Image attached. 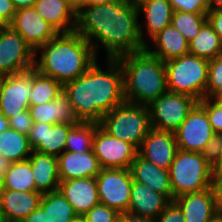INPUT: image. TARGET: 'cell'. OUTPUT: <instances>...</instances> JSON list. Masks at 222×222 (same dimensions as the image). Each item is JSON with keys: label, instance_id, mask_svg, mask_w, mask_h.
Wrapping results in <instances>:
<instances>
[{"label": "cell", "instance_id": "45", "mask_svg": "<svg viewBox=\"0 0 222 222\" xmlns=\"http://www.w3.org/2000/svg\"><path fill=\"white\" fill-rule=\"evenodd\" d=\"M118 222H156V220L125 212L120 213Z\"/></svg>", "mask_w": 222, "mask_h": 222}, {"label": "cell", "instance_id": "34", "mask_svg": "<svg viewBox=\"0 0 222 222\" xmlns=\"http://www.w3.org/2000/svg\"><path fill=\"white\" fill-rule=\"evenodd\" d=\"M207 14L173 11L171 25L180 31L186 40L190 42L207 21Z\"/></svg>", "mask_w": 222, "mask_h": 222}, {"label": "cell", "instance_id": "14", "mask_svg": "<svg viewBox=\"0 0 222 222\" xmlns=\"http://www.w3.org/2000/svg\"><path fill=\"white\" fill-rule=\"evenodd\" d=\"M9 26L19 33L35 52L59 33L34 7L17 9Z\"/></svg>", "mask_w": 222, "mask_h": 222}, {"label": "cell", "instance_id": "35", "mask_svg": "<svg viewBox=\"0 0 222 222\" xmlns=\"http://www.w3.org/2000/svg\"><path fill=\"white\" fill-rule=\"evenodd\" d=\"M222 91V53L209 60L206 98H214Z\"/></svg>", "mask_w": 222, "mask_h": 222}, {"label": "cell", "instance_id": "30", "mask_svg": "<svg viewBox=\"0 0 222 222\" xmlns=\"http://www.w3.org/2000/svg\"><path fill=\"white\" fill-rule=\"evenodd\" d=\"M189 44V53L195 56L212 60L222 53V42L212 26L206 21L198 34Z\"/></svg>", "mask_w": 222, "mask_h": 222}, {"label": "cell", "instance_id": "44", "mask_svg": "<svg viewBox=\"0 0 222 222\" xmlns=\"http://www.w3.org/2000/svg\"><path fill=\"white\" fill-rule=\"evenodd\" d=\"M210 157L212 166L222 163V132L216 134L214 147Z\"/></svg>", "mask_w": 222, "mask_h": 222}, {"label": "cell", "instance_id": "38", "mask_svg": "<svg viewBox=\"0 0 222 222\" xmlns=\"http://www.w3.org/2000/svg\"><path fill=\"white\" fill-rule=\"evenodd\" d=\"M173 11L189 13H208V0H168Z\"/></svg>", "mask_w": 222, "mask_h": 222}, {"label": "cell", "instance_id": "31", "mask_svg": "<svg viewBox=\"0 0 222 222\" xmlns=\"http://www.w3.org/2000/svg\"><path fill=\"white\" fill-rule=\"evenodd\" d=\"M4 189L35 191L33 173L28 159L12 163L5 173Z\"/></svg>", "mask_w": 222, "mask_h": 222}, {"label": "cell", "instance_id": "42", "mask_svg": "<svg viewBox=\"0 0 222 222\" xmlns=\"http://www.w3.org/2000/svg\"><path fill=\"white\" fill-rule=\"evenodd\" d=\"M16 9L11 0H0V25H9L15 15Z\"/></svg>", "mask_w": 222, "mask_h": 222}, {"label": "cell", "instance_id": "18", "mask_svg": "<svg viewBox=\"0 0 222 222\" xmlns=\"http://www.w3.org/2000/svg\"><path fill=\"white\" fill-rule=\"evenodd\" d=\"M42 193L3 189L0 193V209L5 222H22L40 206Z\"/></svg>", "mask_w": 222, "mask_h": 222}, {"label": "cell", "instance_id": "33", "mask_svg": "<svg viewBox=\"0 0 222 222\" xmlns=\"http://www.w3.org/2000/svg\"><path fill=\"white\" fill-rule=\"evenodd\" d=\"M95 123L79 122L68 132L65 151L85 153L92 150Z\"/></svg>", "mask_w": 222, "mask_h": 222}, {"label": "cell", "instance_id": "39", "mask_svg": "<svg viewBox=\"0 0 222 222\" xmlns=\"http://www.w3.org/2000/svg\"><path fill=\"white\" fill-rule=\"evenodd\" d=\"M34 122L29 110H25L18 115L9 119V128H12L20 133L29 134Z\"/></svg>", "mask_w": 222, "mask_h": 222}, {"label": "cell", "instance_id": "2", "mask_svg": "<svg viewBox=\"0 0 222 222\" xmlns=\"http://www.w3.org/2000/svg\"><path fill=\"white\" fill-rule=\"evenodd\" d=\"M107 70L95 63L80 77L63 85L79 122L99 124L105 113L125 102L124 73L117 59H107Z\"/></svg>", "mask_w": 222, "mask_h": 222}, {"label": "cell", "instance_id": "40", "mask_svg": "<svg viewBox=\"0 0 222 222\" xmlns=\"http://www.w3.org/2000/svg\"><path fill=\"white\" fill-rule=\"evenodd\" d=\"M156 222H185V219L179 206L171 201L157 217Z\"/></svg>", "mask_w": 222, "mask_h": 222}, {"label": "cell", "instance_id": "13", "mask_svg": "<svg viewBox=\"0 0 222 222\" xmlns=\"http://www.w3.org/2000/svg\"><path fill=\"white\" fill-rule=\"evenodd\" d=\"M33 87V69L0 77V113L8 120L28 110Z\"/></svg>", "mask_w": 222, "mask_h": 222}, {"label": "cell", "instance_id": "20", "mask_svg": "<svg viewBox=\"0 0 222 222\" xmlns=\"http://www.w3.org/2000/svg\"><path fill=\"white\" fill-rule=\"evenodd\" d=\"M173 201L181 209L185 222H208L220 209L211 188L177 196Z\"/></svg>", "mask_w": 222, "mask_h": 222}, {"label": "cell", "instance_id": "17", "mask_svg": "<svg viewBox=\"0 0 222 222\" xmlns=\"http://www.w3.org/2000/svg\"><path fill=\"white\" fill-rule=\"evenodd\" d=\"M58 190L73 206L77 215H84L100 203L96 177L60 181Z\"/></svg>", "mask_w": 222, "mask_h": 222}, {"label": "cell", "instance_id": "23", "mask_svg": "<svg viewBox=\"0 0 222 222\" xmlns=\"http://www.w3.org/2000/svg\"><path fill=\"white\" fill-rule=\"evenodd\" d=\"M130 171L134 181L145 184L152 190L163 194L170 202L173 201L168 170L157 167L137 155L131 164Z\"/></svg>", "mask_w": 222, "mask_h": 222}, {"label": "cell", "instance_id": "25", "mask_svg": "<svg viewBox=\"0 0 222 222\" xmlns=\"http://www.w3.org/2000/svg\"><path fill=\"white\" fill-rule=\"evenodd\" d=\"M34 123L78 124L74 110L67 95L62 92L52 102L30 105L28 108Z\"/></svg>", "mask_w": 222, "mask_h": 222}, {"label": "cell", "instance_id": "28", "mask_svg": "<svg viewBox=\"0 0 222 222\" xmlns=\"http://www.w3.org/2000/svg\"><path fill=\"white\" fill-rule=\"evenodd\" d=\"M136 5L138 13L145 16L149 40L171 25L173 9L168 0H139Z\"/></svg>", "mask_w": 222, "mask_h": 222}, {"label": "cell", "instance_id": "15", "mask_svg": "<svg viewBox=\"0 0 222 222\" xmlns=\"http://www.w3.org/2000/svg\"><path fill=\"white\" fill-rule=\"evenodd\" d=\"M178 151L175 132L151 129L143 139L138 155L155 166L168 170Z\"/></svg>", "mask_w": 222, "mask_h": 222}, {"label": "cell", "instance_id": "27", "mask_svg": "<svg viewBox=\"0 0 222 222\" xmlns=\"http://www.w3.org/2000/svg\"><path fill=\"white\" fill-rule=\"evenodd\" d=\"M34 8L59 33L75 31L76 13L66 0H37Z\"/></svg>", "mask_w": 222, "mask_h": 222}, {"label": "cell", "instance_id": "46", "mask_svg": "<svg viewBox=\"0 0 222 222\" xmlns=\"http://www.w3.org/2000/svg\"><path fill=\"white\" fill-rule=\"evenodd\" d=\"M11 162L4 158L0 154V193L4 189V183H5V173L7 169L11 166Z\"/></svg>", "mask_w": 222, "mask_h": 222}, {"label": "cell", "instance_id": "26", "mask_svg": "<svg viewBox=\"0 0 222 222\" xmlns=\"http://www.w3.org/2000/svg\"><path fill=\"white\" fill-rule=\"evenodd\" d=\"M152 44L156 48H150L148 43L145 49L161 61L178 58L189 53V44L186 38L172 25L165 27L152 39Z\"/></svg>", "mask_w": 222, "mask_h": 222}, {"label": "cell", "instance_id": "55", "mask_svg": "<svg viewBox=\"0 0 222 222\" xmlns=\"http://www.w3.org/2000/svg\"><path fill=\"white\" fill-rule=\"evenodd\" d=\"M0 222H5L1 213V209H0Z\"/></svg>", "mask_w": 222, "mask_h": 222}, {"label": "cell", "instance_id": "8", "mask_svg": "<svg viewBox=\"0 0 222 222\" xmlns=\"http://www.w3.org/2000/svg\"><path fill=\"white\" fill-rule=\"evenodd\" d=\"M178 149L211 155L216 133L206 111L197 103L175 131Z\"/></svg>", "mask_w": 222, "mask_h": 222}, {"label": "cell", "instance_id": "9", "mask_svg": "<svg viewBox=\"0 0 222 222\" xmlns=\"http://www.w3.org/2000/svg\"><path fill=\"white\" fill-rule=\"evenodd\" d=\"M197 103L191 96L167 91L147 106L151 127L175 132Z\"/></svg>", "mask_w": 222, "mask_h": 222}, {"label": "cell", "instance_id": "5", "mask_svg": "<svg viewBox=\"0 0 222 222\" xmlns=\"http://www.w3.org/2000/svg\"><path fill=\"white\" fill-rule=\"evenodd\" d=\"M168 172L173 200L177 196L211 188L212 163L210 155L178 149Z\"/></svg>", "mask_w": 222, "mask_h": 222}, {"label": "cell", "instance_id": "12", "mask_svg": "<svg viewBox=\"0 0 222 222\" xmlns=\"http://www.w3.org/2000/svg\"><path fill=\"white\" fill-rule=\"evenodd\" d=\"M96 183L101 204L119 213L128 212L133 183L130 169H101Z\"/></svg>", "mask_w": 222, "mask_h": 222}, {"label": "cell", "instance_id": "32", "mask_svg": "<svg viewBox=\"0 0 222 222\" xmlns=\"http://www.w3.org/2000/svg\"><path fill=\"white\" fill-rule=\"evenodd\" d=\"M63 92V85L57 80L40 74L33 68V87L29 98L30 105L52 102Z\"/></svg>", "mask_w": 222, "mask_h": 222}, {"label": "cell", "instance_id": "43", "mask_svg": "<svg viewBox=\"0 0 222 222\" xmlns=\"http://www.w3.org/2000/svg\"><path fill=\"white\" fill-rule=\"evenodd\" d=\"M207 21L220 37L222 42V8L209 10L207 14Z\"/></svg>", "mask_w": 222, "mask_h": 222}, {"label": "cell", "instance_id": "52", "mask_svg": "<svg viewBox=\"0 0 222 222\" xmlns=\"http://www.w3.org/2000/svg\"><path fill=\"white\" fill-rule=\"evenodd\" d=\"M116 0H86V5H98L103 3H109Z\"/></svg>", "mask_w": 222, "mask_h": 222}, {"label": "cell", "instance_id": "24", "mask_svg": "<svg viewBox=\"0 0 222 222\" xmlns=\"http://www.w3.org/2000/svg\"><path fill=\"white\" fill-rule=\"evenodd\" d=\"M30 161L35 192L42 194L58 190L60 179L57 156L32 150Z\"/></svg>", "mask_w": 222, "mask_h": 222}, {"label": "cell", "instance_id": "21", "mask_svg": "<svg viewBox=\"0 0 222 222\" xmlns=\"http://www.w3.org/2000/svg\"><path fill=\"white\" fill-rule=\"evenodd\" d=\"M76 215L73 206L59 190H56L44 193L40 206L22 222H69Z\"/></svg>", "mask_w": 222, "mask_h": 222}, {"label": "cell", "instance_id": "29", "mask_svg": "<svg viewBox=\"0 0 222 222\" xmlns=\"http://www.w3.org/2000/svg\"><path fill=\"white\" fill-rule=\"evenodd\" d=\"M32 149L26 134L8 128L0 133V154L11 163L26 160Z\"/></svg>", "mask_w": 222, "mask_h": 222}, {"label": "cell", "instance_id": "37", "mask_svg": "<svg viewBox=\"0 0 222 222\" xmlns=\"http://www.w3.org/2000/svg\"><path fill=\"white\" fill-rule=\"evenodd\" d=\"M120 213L104 204L98 203L84 214L86 222H118Z\"/></svg>", "mask_w": 222, "mask_h": 222}, {"label": "cell", "instance_id": "47", "mask_svg": "<svg viewBox=\"0 0 222 222\" xmlns=\"http://www.w3.org/2000/svg\"><path fill=\"white\" fill-rule=\"evenodd\" d=\"M15 9L34 7L37 0H11Z\"/></svg>", "mask_w": 222, "mask_h": 222}, {"label": "cell", "instance_id": "16", "mask_svg": "<svg viewBox=\"0 0 222 222\" xmlns=\"http://www.w3.org/2000/svg\"><path fill=\"white\" fill-rule=\"evenodd\" d=\"M74 125L34 123L27 135L31 149L49 155H61L65 151L68 132Z\"/></svg>", "mask_w": 222, "mask_h": 222}, {"label": "cell", "instance_id": "1", "mask_svg": "<svg viewBox=\"0 0 222 222\" xmlns=\"http://www.w3.org/2000/svg\"><path fill=\"white\" fill-rule=\"evenodd\" d=\"M139 15L136 2L128 0L86 5L76 14L75 31L91 44L96 56L101 43L107 59H117L145 50L148 44Z\"/></svg>", "mask_w": 222, "mask_h": 222}, {"label": "cell", "instance_id": "10", "mask_svg": "<svg viewBox=\"0 0 222 222\" xmlns=\"http://www.w3.org/2000/svg\"><path fill=\"white\" fill-rule=\"evenodd\" d=\"M35 51L9 25L0 27V77L19 74L35 66Z\"/></svg>", "mask_w": 222, "mask_h": 222}, {"label": "cell", "instance_id": "3", "mask_svg": "<svg viewBox=\"0 0 222 222\" xmlns=\"http://www.w3.org/2000/svg\"><path fill=\"white\" fill-rule=\"evenodd\" d=\"M35 57L34 69L62 85L80 77L98 58L91 44L76 31L58 33L35 52Z\"/></svg>", "mask_w": 222, "mask_h": 222}, {"label": "cell", "instance_id": "50", "mask_svg": "<svg viewBox=\"0 0 222 222\" xmlns=\"http://www.w3.org/2000/svg\"><path fill=\"white\" fill-rule=\"evenodd\" d=\"M210 10L222 8V0H208Z\"/></svg>", "mask_w": 222, "mask_h": 222}, {"label": "cell", "instance_id": "7", "mask_svg": "<svg viewBox=\"0 0 222 222\" xmlns=\"http://www.w3.org/2000/svg\"><path fill=\"white\" fill-rule=\"evenodd\" d=\"M99 125L110 135L133 144L137 149L152 129L148 107L126 101L105 113Z\"/></svg>", "mask_w": 222, "mask_h": 222}, {"label": "cell", "instance_id": "49", "mask_svg": "<svg viewBox=\"0 0 222 222\" xmlns=\"http://www.w3.org/2000/svg\"><path fill=\"white\" fill-rule=\"evenodd\" d=\"M9 128V120L0 113V133Z\"/></svg>", "mask_w": 222, "mask_h": 222}, {"label": "cell", "instance_id": "41", "mask_svg": "<svg viewBox=\"0 0 222 222\" xmlns=\"http://www.w3.org/2000/svg\"><path fill=\"white\" fill-rule=\"evenodd\" d=\"M211 189L218 206L222 208V163L212 166Z\"/></svg>", "mask_w": 222, "mask_h": 222}, {"label": "cell", "instance_id": "22", "mask_svg": "<svg viewBox=\"0 0 222 222\" xmlns=\"http://www.w3.org/2000/svg\"><path fill=\"white\" fill-rule=\"evenodd\" d=\"M169 203L163 194L133 180L129 213L156 220Z\"/></svg>", "mask_w": 222, "mask_h": 222}, {"label": "cell", "instance_id": "36", "mask_svg": "<svg viewBox=\"0 0 222 222\" xmlns=\"http://www.w3.org/2000/svg\"><path fill=\"white\" fill-rule=\"evenodd\" d=\"M198 104L206 111L213 131L222 132V104L214 98H203Z\"/></svg>", "mask_w": 222, "mask_h": 222}, {"label": "cell", "instance_id": "6", "mask_svg": "<svg viewBox=\"0 0 222 222\" xmlns=\"http://www.w3.org/2000/svg\"><path fill=\"white\" fill-rule=\"evenodd\" d=\"M164 65L169 92L191 96L198 102L206 98L209 60L188 53Z\"/></svg>", "mask_w": 222, "mask_h": 222}, {"label": "cell", "instance_id": "19", "mask_svg": "<svg viewBox=\"0 0 222 222\" xmlns=\"http://www.w3.org/2000/svg\"><path fill=\"white\" fill-rule=\"evenodd\" d=\"M57 163L60 181L96 177L102 169L93 150L82 154L64 151Z\"/></svg>", "mask_w": 222, "mask_h": 222}, {"label": "cell", "instance_id": "54", "mask_svg": "<svg viewBox=\"0 0 222 222\" xmlns=\"http://www.w3.org/2000/svg\"><path fill=\"white\" fill-rule=\"evenodd\" d=\"M220 104H222V91L214 97Z\"/></svg>", "mask_w": 222, "mask_h": 222}, {"label": "cell", "instance_id": "51", "mask_svg": "<svg viewBox=\"0 0 222 222\" xmlns=\"http://www.w3.org/2000/svg\"><path fill=\"white\" fill-rule=\"evenodd\" d=\"M208 222H222V208L215 212Z\"/></svg>", "mask_w": 222, "mask_h": 222}, {"label": "cell", "instance_id": "11", "mask_svg": "<svg viewBox=\"0 0 222 222\" xmlns=\"http://www.w3.org/2000/svg\"><path fill=\"white\" fill-rule=\"evenodd\" d=\"M92 150L102 169H130L138 155L131 143L115 138L95 123Z\"/></svg>", "mask_w": 222, "mask_h": 222}, {"label": "cell", "instance_id": "53", "mask_svg": "<svg viewBox=\"0 0 222 222\" xmlns=\"http://www.w3.org/2000/svg\"><path fill=\"white\" fill-rule=\"evenodd\" d=\"M69 222H86L84 215H76L74 218L70 219Z\"/></svg>", "mask_w": 222, "mask_h": 222}, {"label": "cell", "instance_id": "56", "mask_svg": "<svg viewBox=\"0 0 222 222\" xmlns=\"http://www.w3.org/2000/svg\"><path fill=\"white\" fill-rule=\"evenodd\" d=\"M128 1L137 2V1H139V0H128Z\"/></svg>", "mask_w": 222, "mask_h": 222}, {"label": "cell", "instance_id": "48", "mask_svg": "<svg viewBox=\"0 0 222 222\" xmlns=\"http://www.w3.org/2000/svg\"><path fill=\"white\" fill-rule=\"evenodd\" d=\"M69 6L77 14L83 7L86 6V0H66Z\"/></svg>", "mask_w": 222, "mask_h": 222}, {"label": "cell", "instance_id": "4", "mask_svg": "<svg viewBox=\"0 0 222 222\" xmlns=\"http://www.w3.org/2000/svg\"><path fill=\"white\" fill-rule=\"evenodd\" d=\"M117 60L124 73L126 102L148 106L168 91L164 62L146 49L122 55Z\"/></svg>", "mask_w": 222, "mask_h": 222}]
</instances>
